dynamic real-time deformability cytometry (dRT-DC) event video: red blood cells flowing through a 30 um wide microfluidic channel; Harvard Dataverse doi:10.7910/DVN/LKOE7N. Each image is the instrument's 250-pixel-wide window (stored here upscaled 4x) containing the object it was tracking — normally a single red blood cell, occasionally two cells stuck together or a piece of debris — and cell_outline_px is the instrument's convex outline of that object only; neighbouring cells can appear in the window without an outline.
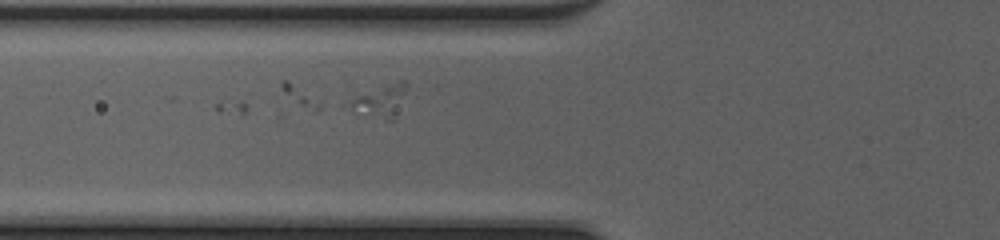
{"species": "common noctule bat (a hibernating species)", "species_latin": "Nyctalus noctula", "temperature_condition": "cold", "stored_images_in_passage": 37, "camera_frame_rate_fps": 3000, "um_per_image_px": 0.085, "animal": {"sex": "female", "body_mass_g": 20.0, "forearm_length_mm": 54.0}, "frame": {"image": 1, "passage_image": 7, "time_ms": 2.0, "image_size_px": [1000, 240], "cell_outline_px": [[408, 84], [396, 120], [384, 120], [340, 108], [340, 104], [356, 96], [400, 80], [404, 80]], "centroid_in_image_um": [32.23, 8.64], "position_along_channel_um": 93.6, "area_um2": 11.27}}
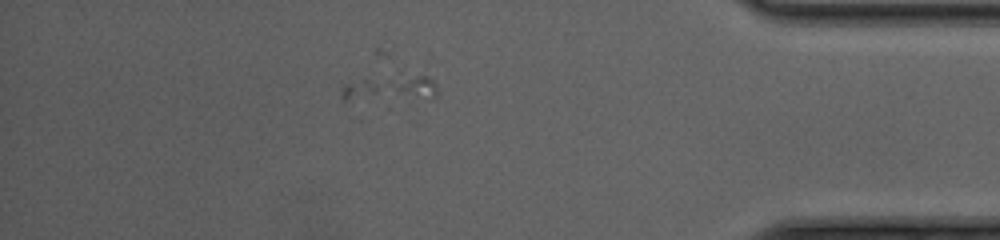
{"frame": {"image": 2, "passage_image": 32, "time_ms": 10.333, "image_size_px": [1000, 240], "cell_outline_px": [[436, 96], [344, 100], [340, 96], [344, 84], [400, 72], [428, 76], [436, 84]], "centroid_in_image_um": [33.17, 7.42], "position_along_channel_um": 402.0, "area_um2": 14.22}}